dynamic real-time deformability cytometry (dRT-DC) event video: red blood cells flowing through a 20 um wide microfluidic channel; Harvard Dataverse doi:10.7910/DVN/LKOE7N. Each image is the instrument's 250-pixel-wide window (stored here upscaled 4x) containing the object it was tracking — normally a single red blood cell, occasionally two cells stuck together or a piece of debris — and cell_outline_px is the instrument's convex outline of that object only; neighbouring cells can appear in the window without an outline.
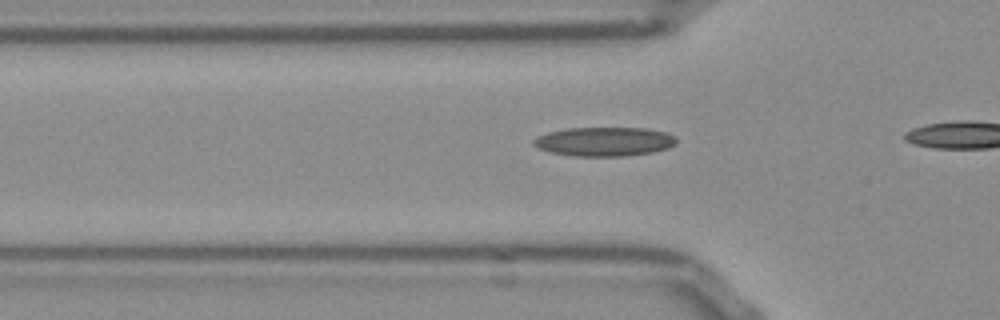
{"species": "Egyptian fruit bat (a non-hibernating species)", "species_latin": "Rousettus aegyptiacus", "temperature_condition": "room temperature", "stored_images_in_passage": 10, "camera_frame_rate_fps": 3000, "um_per_image_px": 0.085, "frame": {"image": 1, "passage_image": 5, "time_ms": 1.333, "image_size_px": [1000, 320], "cell_outline_px": [[676, 144], [668, 148], [652, 152], [624, 156], [572, 156], [552, 152], [540, 148], [532, 144], [532, 140], [536, 136], [548, 132], [568, 128], [648, 128], [664, 132], [676, 136]], "centroid_in_image_um": [51.37, 12.03], "position_along_channel_um": 74.4, "area_um2": 24.22}}
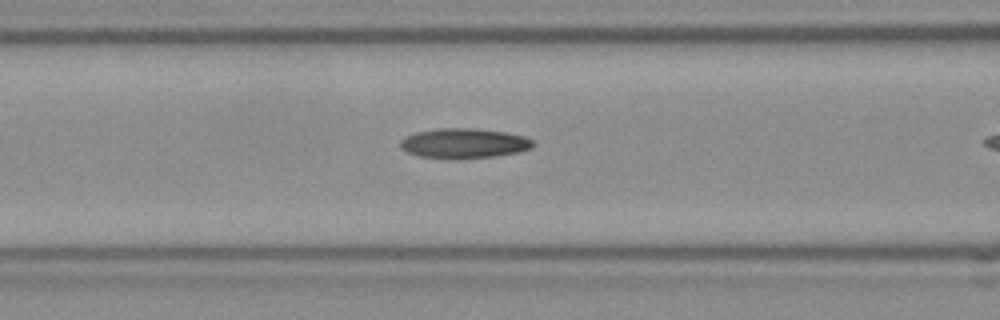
{"frame": {"image": 2, "passage_image": 9, "time_ms": 2.667, "image_size_px": [1000, 320], "cell_outline_px": [[536, 144], [532, 148], [520, 152], [496, 156], [420, 156], [408, 152], [400, 148], [400, 140], [404, 136], [416, 132], [436, 128], [472, 128], [508, 132], [524, 136], [532, 140]], "centroid_in_image_um": [39.48, 12.13], "position_along_channel_um": 127.1, "area_um2": 22.54}}